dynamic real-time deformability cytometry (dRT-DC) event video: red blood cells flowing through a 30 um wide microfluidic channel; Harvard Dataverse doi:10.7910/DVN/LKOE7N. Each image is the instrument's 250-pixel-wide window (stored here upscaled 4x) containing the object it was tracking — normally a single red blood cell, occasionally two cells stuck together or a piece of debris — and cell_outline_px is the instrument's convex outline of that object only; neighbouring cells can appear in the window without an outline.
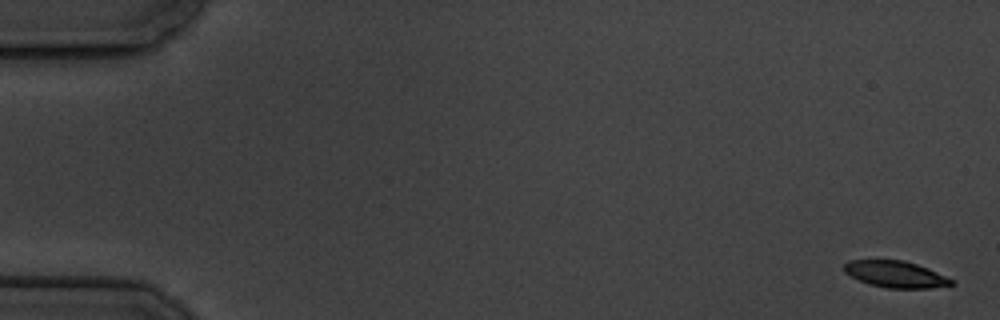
{"species": "common noctule bat (a hibernating species)", "species_latin": "Nyctalus noctula", "temperature_condition": "cold", "stored_images_in_passage": 7, "camera_frame_rate_fps": 3000, "um_per_image_px": 0.085, "animal": {"sex": "male", "body_mass_g": 19.5, "forearm_length_mm": 54.6}, "frame": {"image": 1, "passage_image": 1, "time_ms": 0.0, "image_size_px": [1000, 320], "cell_outline_px": [[956, 284], [928, 288], [888, 288], [868, 284], [844, 272], [844, 264], [848, 260], [904, 260], [928, 268], [956, 280]], "centroid_in_image_um": [76.16, 23.31], "position_along_channel_um": 8.8, "area_um2": 16.65}}
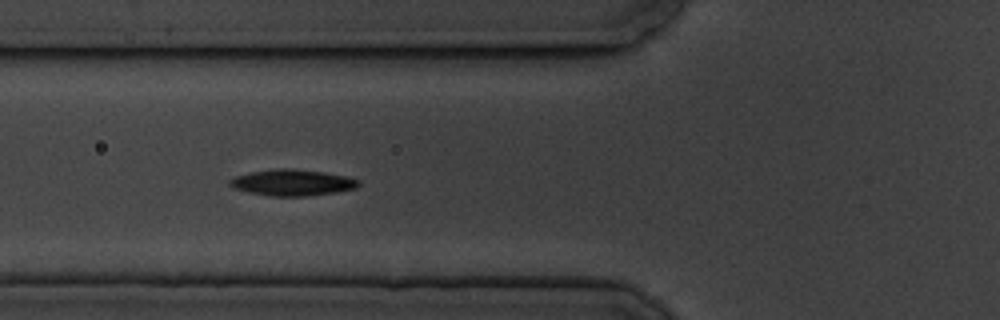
{"frame": {"image": 2, "passage_image": 6, "time_ms": 7.0, "image_size_px": [1000, 320], "cell_outline_px": [[360, 184], [356, 188], [336, 192], [308, 196], [272, 196], [248, 192], [232, 188], [228, 184], [228, 180], [232, 176], [248, 172], [272, 168], [292, 168], [324, 172], [348, 176], [360, 180]], "centroid_in_image_um": [24.8, 15.5], "position_along_channel_um": 101.0, "area_um2": 20.11}}
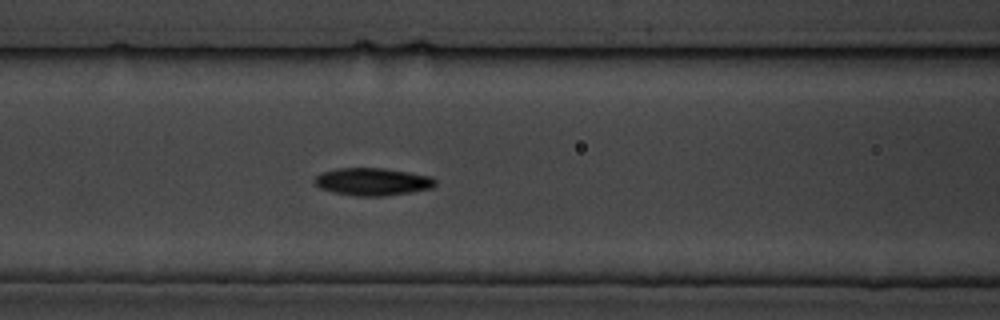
{"frame": {"image": 3, "passage_image": 7, "time_ms": 8.0, "image_size_px": [1000, 320], "cell_outline_px": [[436, 184], [432, 188], [412, 192], [384, 196], [356, 196], [332, 192], [320, 188], [312, 180], [320, 172], [336, 168], [384, 168], [408, 172], [428, 176], [436, 180]], "centroid_in_image_um": [31.63, 15.44], "position_along_channel_um": 135.0, "area_um2": 19.48}}